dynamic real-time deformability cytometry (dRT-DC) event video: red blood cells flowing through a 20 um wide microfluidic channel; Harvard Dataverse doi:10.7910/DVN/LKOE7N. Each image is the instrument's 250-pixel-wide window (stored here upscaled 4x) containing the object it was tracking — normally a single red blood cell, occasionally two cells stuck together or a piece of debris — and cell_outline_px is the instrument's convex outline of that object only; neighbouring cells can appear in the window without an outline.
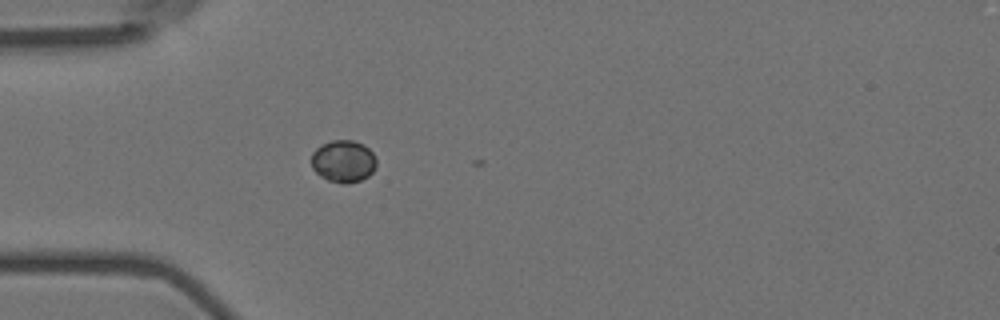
{"species": "Egyptian fruit bat (a non-hibernating species)", "species_latin": "Rousettus aegyptiacus", "temperature_condition": "room temperature", "stored_images_in_passage": 3, "camera_frame_rate_fps": 3000, "um_per_image_px": 0.085, "animal": {"sex": "female"}, "frame": {"image": 1, "passage_image": 2, "time_ms": 0.333, "image_size_px": [1000, 320], "cell_outline_px": [[376, 168], [368, 176], [360, 180], [344, 184], [340, 184], [328, 180], [320, 176], [312, 168], [312, 152], [320, 144], [332, 140], [352, 140], [364, 144], [372, 152], [376, 160]], "centroid_in_image_um": [29.18, 13.7], "position_along_channel_um": 55.8, "area_um2": 16.13}}